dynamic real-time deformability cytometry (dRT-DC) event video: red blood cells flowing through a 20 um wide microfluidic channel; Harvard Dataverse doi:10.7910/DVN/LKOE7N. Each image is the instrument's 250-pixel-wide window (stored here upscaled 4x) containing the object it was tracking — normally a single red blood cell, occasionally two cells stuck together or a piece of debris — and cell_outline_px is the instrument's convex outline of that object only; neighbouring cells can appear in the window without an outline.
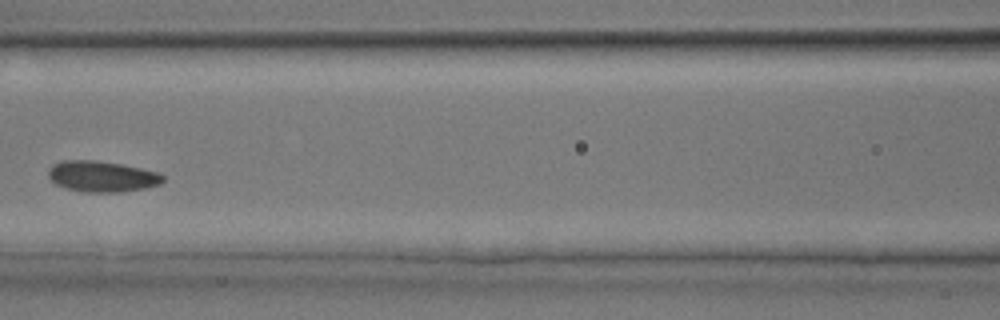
{"species": "common noctule bat (a hibernating species)", "species_latin": "Nyctalus noctula", "temperature_condition": "room temperature", "stored_images_in_passage": 28, "camera_frame_rate_fps": 3000, "um_per_image_px": 0.085, "animal": {"sex": "male", "body_mass_g": 17.9, "forearm_length_mm": 54.2}, "frame": {"image": 1, "passage_image": 9, "time_ms": 2.667, "image_size_px": [1000, 320], "cell_outline_px": [[164, 180], [160, 184], [144, 188], [120, 192], [84, 192], [68, 188], [56, 184], [48, 176], [48, 168], [52, 164], [60, 160], [96, 160], [120, 164], [140, 168], [156, 172], [164, 176]], "centroid_in_image_um": [8.63, 14.98], "position_along_channel_um": 158.0, "area_um2": 20.58}}
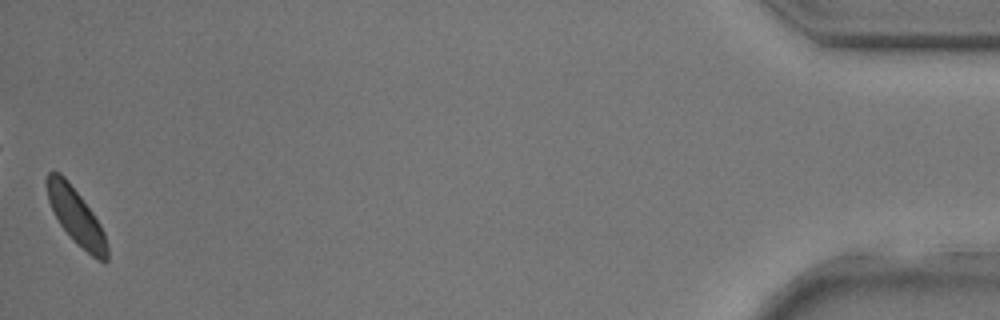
{"frame": {"image": 2, "passage_image": 28, "time_ms": 9.0, "image_size_px": [1000, 320], "cell_outline_px": [[108, 260], [104, 264], [92, 256], [60, 224], [48, 200], [44, 180], [48, 172], [60, 172], [64, 176], [80, 196], [92, 212], [100, 224], [104, 232], [108, 248]], "centroid_in_image_um": [6.46, 18.36], "position_along_channel_um": 428.7, "area_um2": 19.13}}